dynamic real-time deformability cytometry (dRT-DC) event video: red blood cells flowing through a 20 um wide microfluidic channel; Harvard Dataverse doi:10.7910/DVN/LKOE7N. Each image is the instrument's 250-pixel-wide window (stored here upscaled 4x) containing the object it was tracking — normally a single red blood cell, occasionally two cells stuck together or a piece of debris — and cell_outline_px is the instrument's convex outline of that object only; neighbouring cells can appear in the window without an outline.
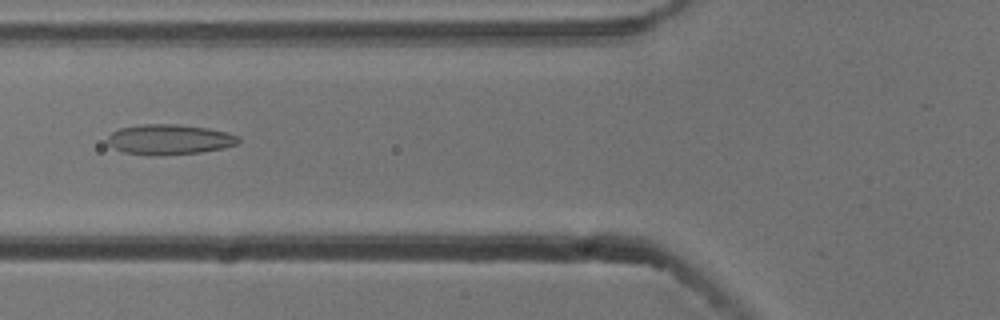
{"species": "common noctule bat (a hibernating species)", "species_latin": "Nyctalus noctula", "temperature_condition": "cold", "stored_images_in_passage": 53, "camera_frame_rate_fps": 3000, "um_per_image_px": 0.085, "animal": {"sex": "male", "body_mass_g": 13.3}, "frame": {"image": 1, "passage_image": 20, "time_ms": 6.333, "image_size_px": [1000, 320], "cell_outline_px": [[240, 140], [236, 144], [224, 148], [200, 152], [160, 156], [156, 156], [124, 152], [108, 144], [108, 136], [112, 132], [120, 128], [140, 124], [180, 124], [208, 128], [228, 132], [240, 136]], "centroid_in_image_um": [14.43, 11.85], "position_along_channel_um": 111.4, "area_um2": 23.18}}
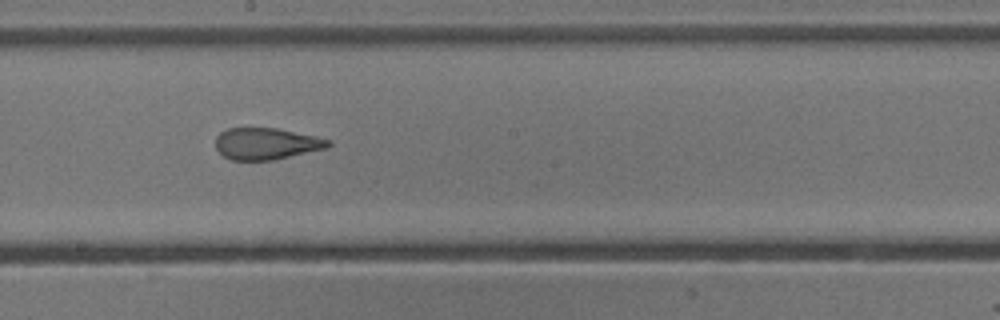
{"frame": {"image": 2, "passage_image": 29, "time_ms": 9.333, "image_size_px": [1000, 320], "cell_outline_px": [[332, 144], [328, 148], [272, 160], [232, 160], [224, 156], [216, 148], [216, 136], [220, 132], [228, 128], [276, 128], [316, 136], [332, 140]], "centroid_in_image_um": [22.66, 12.21], "position_along_channel_um": 225.5, "area_um2": 20.81}}
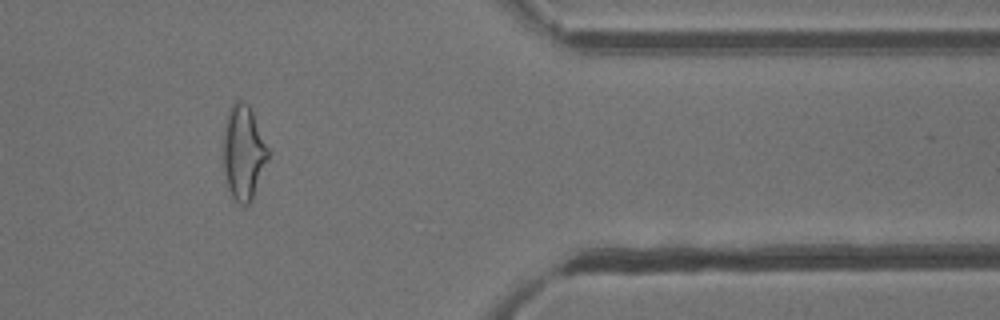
{"frame": {"image": 3, "passage_image": 44, "time_ms": 14.333, "image_size_px": [1000, 320], "cell_outline_px": [[268, 156], [252, 200], [244, 208], [232, 196], [228, 188], [224, 172], [224, 124], [228, 112], [232, 104], [236, 100], [244, 100], [248, 104], [252, 112], [268, 148]], "centroid_in_image_um": [20.67, 12.96], "position_along_channel_um": 390.7, "area_um2": 24.28}, "authors_computed_cell_mechanics": {"area_um2": 23.8714, "velocity_mm_per_s": 3.7916, "shape_relaxation_time_tau1_ms": 10.3053, "shape_relaxation_time_tau2_ms": 1.6214, "deformation_change_tau1": 0.2489, "deformation_change_tau2": 0.1072}}